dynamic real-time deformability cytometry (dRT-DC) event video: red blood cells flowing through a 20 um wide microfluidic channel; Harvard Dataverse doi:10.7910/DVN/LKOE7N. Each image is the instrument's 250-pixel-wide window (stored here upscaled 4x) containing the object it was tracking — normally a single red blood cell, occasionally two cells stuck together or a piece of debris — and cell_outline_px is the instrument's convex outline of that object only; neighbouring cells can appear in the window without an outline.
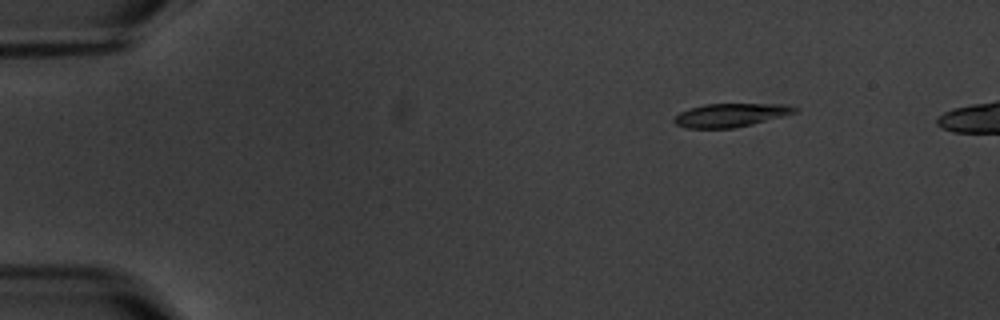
{"species": "common noctule bat (a hibernating species)", "species_latin": "Nyctalus noctula", "temperature_condition": "warm", "stored_images_in_passage": 6, "segment_of_instrument_passage": [2, 2], "camera_frame_rate_fps": 3000, "um_per_image_px": 0.085, "animal": {"sex": "male", "body_mass_g": 20.1, "forearm_length_mm": 53.5}, "frame": {"image": 1, "passage_image": 6, "time_ms": 7.333, "image_size_px": [1000, 320], "cell_outline_px": [[800, 108], [796, 112], [752, 124], [732, 128], [688, 128], [676, 124], [672, 120], [680, 112], [704, 104], [784, 104]], "centroid_in_image_um": [62.1, 9.78], "position_along_channel_um": 22.9, "area_um2": 16.24}}